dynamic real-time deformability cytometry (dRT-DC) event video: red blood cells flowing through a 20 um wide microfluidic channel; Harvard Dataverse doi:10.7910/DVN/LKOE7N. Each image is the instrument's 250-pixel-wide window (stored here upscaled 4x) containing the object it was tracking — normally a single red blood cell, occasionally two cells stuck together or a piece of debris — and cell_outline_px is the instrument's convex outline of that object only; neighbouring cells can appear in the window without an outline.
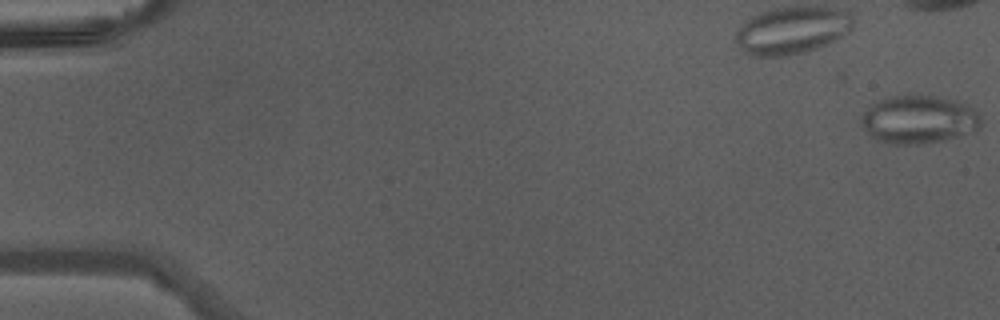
{"species": "Egyptian fruit bat (a non-hibernating species)", "species_latin": "Rousettus aegyptiacus", "temperature_condition": "warm", "stored_images_in_passage": 18, "camera_frame_rate_fps": 3000, "um_per_image_px": 0.085, "animal": {"sex": "male"}, "frame": {"image": 1, "passage_image": 1, "time_ms": 0.0, "image_size_px": [1000, 320], "cell_outline_px": [[980, 124], [976, 128], [956, 136], [944, 140], [920, 144], [892, 144], [876, 140], [860, 124], [860, 116], [868, 104], [876, 100], [892, 96], [932, 96], [956, 100], [972, 108], [980, 116]], "centroid_in_image_um": [77.99, 10.15], "position_along_channel_um": 7.0, "area_um2": 33.29}}